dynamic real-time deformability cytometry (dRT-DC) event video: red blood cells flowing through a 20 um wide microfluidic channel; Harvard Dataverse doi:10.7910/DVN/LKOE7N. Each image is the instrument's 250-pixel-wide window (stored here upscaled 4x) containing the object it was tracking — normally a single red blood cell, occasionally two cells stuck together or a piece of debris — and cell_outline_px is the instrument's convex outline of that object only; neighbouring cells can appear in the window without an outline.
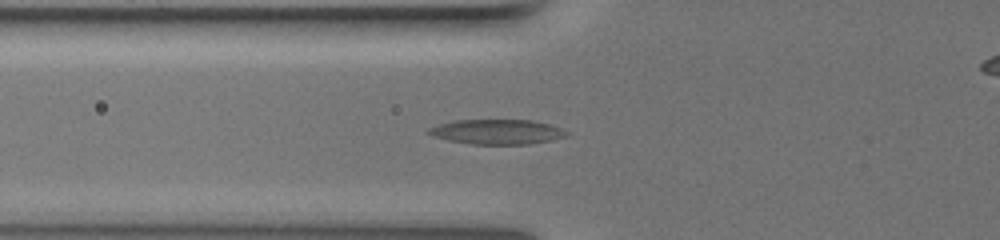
{"species": "common noctule bat (a hibernating species)", "species_latin": "Nyctalus noctula", "temperature_condition": "warm", "stored_images_in_passage": 24, "camera_frame_rate_fps": 3000, "um_per_image_px": 0.085, "animal": {"sex": "female", "body_mass_g": 19.5, "forearm_length_mm": 54.1}, "frame": {"image": 1, "passage_image": 10, "time_ms": 8.667, "image_size_px": [1000, 240], "cell_outline_px": [[568, 136], [552, 140], [528, 144], [472, 144], [448, 140], [424, 132], [428, 128], [440, 124], [456, 120], [532, 120], [548, 124], [560, 128], [568, 132]], "centroid_in_image_um": [42.25, 11.2], "position_along_channel_um": 83.5, "area_um2": 19.83}}
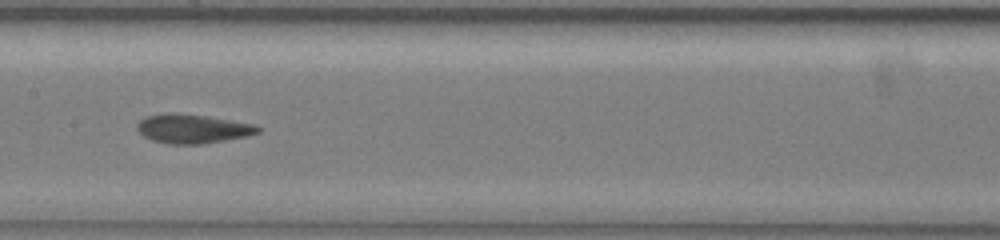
{"frame": {"image": 2, "passage_image": 14, "time_ms": 12.0, "image_size_px": [1000, 240], "cell_outline_px": [[260, 132], [244, 136], [204, 144], [168, 144], [152, 140], [144, 136], [136, 128], [136, 124], [140, 120], [148, 116], [204, 116], [252, 124], [260, 128]], "centroid_in_image_um": [16.38, 11.0], "position_along_channel_um": 191.0, "area_um2": 19.25}}
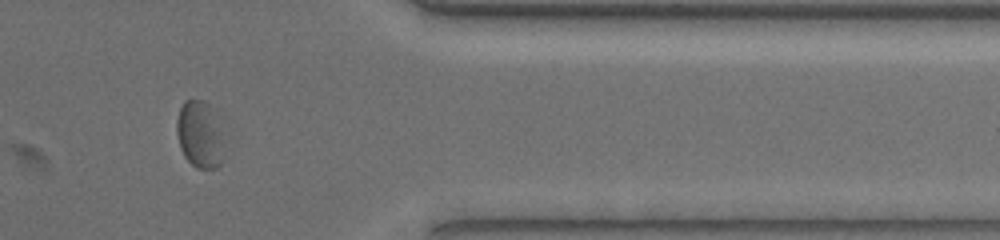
{"frame": {"image": 3, "passage_image": 21, "time_ms": 18.667, "image_size_px": [1000, 240], "cell_outline_px": [[236, 144], [232, 152], [216, 168], [196, 168], [184, 156], [180, 148], [176, 132], [176, 120], [180, 108], [184, 100], [200, 100], [208, 104]], "centroid_in_image_um": [17.21, 11.5], "position_along_channel_um": 394.2, "area_um2": 20.69}, "authors_computed_cell_mechanics": {"area_um2": 20.6924, "velocity_mm_per_s": 3.2181, "shape_relaxation_time_tau1_ms": 9.3613, "shape_relaxation_time_tau2_ms": 1.4168, "deformation_change_tau1": 0.2083, "deformation_change_tau2": 0.062}}